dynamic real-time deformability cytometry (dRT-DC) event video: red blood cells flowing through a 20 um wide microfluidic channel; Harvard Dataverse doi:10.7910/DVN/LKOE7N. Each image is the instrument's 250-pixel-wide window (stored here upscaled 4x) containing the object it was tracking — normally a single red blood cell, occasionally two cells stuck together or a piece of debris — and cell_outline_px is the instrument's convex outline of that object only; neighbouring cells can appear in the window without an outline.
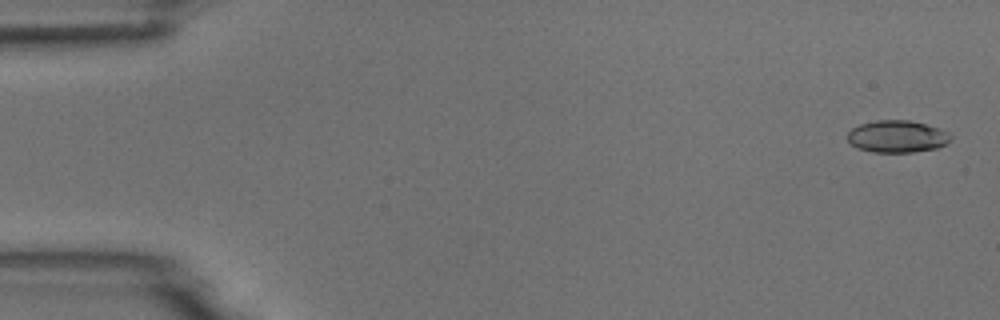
{"species": "common noctule bat (a hibernating species)", "species_latin": "Nyctalus noctula", "temperature_condition": "room temperature", "stored_images_in_passage": 4, "camera_frame_rate_fps": 3000, "um_per_image_px": 0.085, "animal": {"sex": "male", "body_mass_g": 18.8}, "frame": {"image": 1, "passage_image": 1, "time_ms": 0.0, "image_size_px": [1000, 320], "cell_outline_px": [[952, 140], [936, 148], [912, 152], [872, 152], [856, 148], [848, 140], [848, 132], [852, 128], [860, 124], [876, 120], [908, 120], [924, 124], [948, 132], [952, 136]], "centroid_in_image_um": [76.24, 11.6], "position_along_channel_um": 8.8, "area_um2": 19.19}}